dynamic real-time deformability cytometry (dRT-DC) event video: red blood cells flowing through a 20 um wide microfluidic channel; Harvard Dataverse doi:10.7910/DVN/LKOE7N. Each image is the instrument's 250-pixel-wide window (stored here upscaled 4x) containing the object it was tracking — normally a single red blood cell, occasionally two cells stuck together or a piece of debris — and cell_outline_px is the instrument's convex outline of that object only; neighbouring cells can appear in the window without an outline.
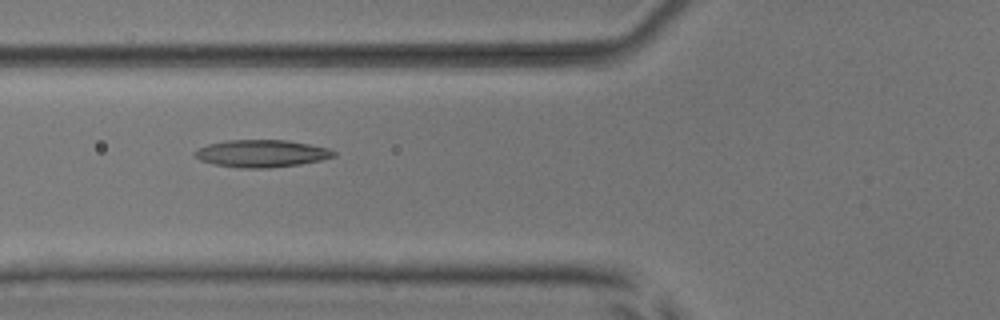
{"species": "common noctule bat (a hibernating species)", "species_latin": "Nyctalus noctula", "temperature_condition": "room temperature", "stored_images_in_passage": 7, "camera_frame_rate_fps": 3000, "um_per_image_px": 0.085, "animal": {"sex": "male", "body_mass_g": 17.9, "forearm_length_mm": 54.2}, "frame": {"image": 1, "passage_image": 5, "time_ms": 4.667, "image_size_px": [1000, 320], "cell_outline_px": [[336, 156], [320, 160], [300, 164], [268, 168], [240, 168], [216, 164], [200, 160], [192, 152], [208, 144], [228, 140], [288, 140], [328, 148], [336, 152]], "centroid_in_image_um": [22.25, 13.04], "position_along_channel_um": 103.6, "area_um2": 21.96}}
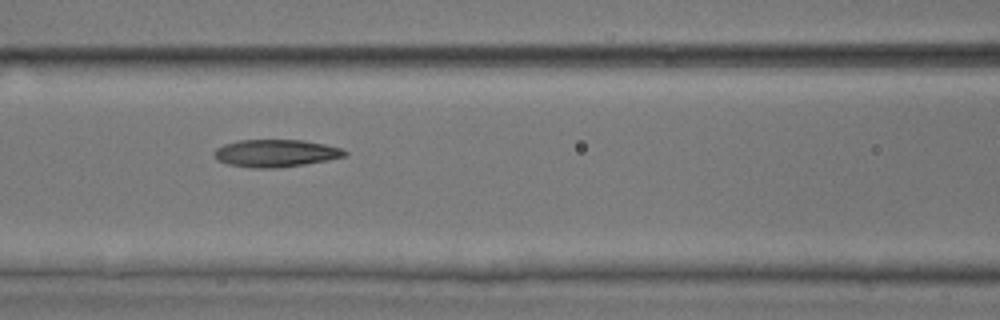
{"frame": {"image": 2, "passage_image": 6, "time_ms": 5.667, "image_size_px": [1000, 320], "cell_outline_px": [[348, 152], [344, 156], [328, 160], [304, 164], [276, 168], [252, 168], [228, 164], [216, 160], [212, 152], [216, 148], [224, 144], [240, 140], [304, 140], [344, 148]], "centroid_in_image_um": [23.42, 13.02], "position_along_channel_um": 143.2, "area_um2": 20.98}}
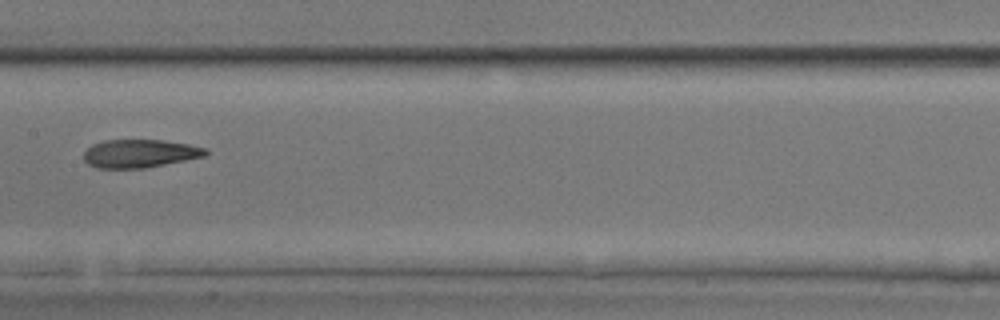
{"frame": {"image": 3, "passage_image": 7, "time_ms": 7.0, "image_size_px": [1000, 320], "cell_outline_px": [[208, 152], [204, 156], [144, 168], [96, 168], [88, 164], [84, 160], [84, 152], [92, 144], [104, 140], [164, 140], [188, 144], [208, 148]], "centroid_in_image_um": [11.86, 13.04], "position_along_channel_um": 195.5, "area_um2": 19.94}}